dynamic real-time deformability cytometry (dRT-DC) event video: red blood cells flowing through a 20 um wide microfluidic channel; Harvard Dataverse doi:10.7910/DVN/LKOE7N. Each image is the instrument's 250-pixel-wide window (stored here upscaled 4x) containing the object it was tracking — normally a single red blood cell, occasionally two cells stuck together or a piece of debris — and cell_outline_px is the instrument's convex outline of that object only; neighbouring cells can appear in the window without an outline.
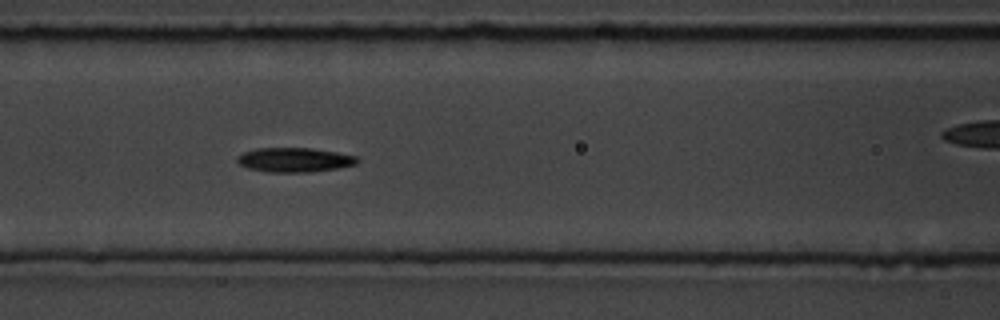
{"species": "common noctule bat (a hibernating species)", "species_latin": "Nyctalus noctula", "temperature_condition": "room temperature", "stored_images_in_passage": 8, "camera_frame_rate_fps": 3000, "um_per_image_px": 0.085, "animal": {"sex": "male", "body_mass_g": 19.5, "forearm_length_mm": 54.6}, "frame": {"image": 1, "passage_image": 7, "time_ms": 6.667, "image_size_px": [1000, 320], "cell_outline_px": [[360, 160], [356, 164], [336, 168], [308, 172], [268, 172], [248, 168], [240, 164], [236, 160], [236, 156], [244, 152], [256, 148], [312, 148], [336, 152], [356, 156]], "centroid_in_image_um": [25.01, 13.58], "position_along_channel_um": 141.6, "area_um2": 16.99}}